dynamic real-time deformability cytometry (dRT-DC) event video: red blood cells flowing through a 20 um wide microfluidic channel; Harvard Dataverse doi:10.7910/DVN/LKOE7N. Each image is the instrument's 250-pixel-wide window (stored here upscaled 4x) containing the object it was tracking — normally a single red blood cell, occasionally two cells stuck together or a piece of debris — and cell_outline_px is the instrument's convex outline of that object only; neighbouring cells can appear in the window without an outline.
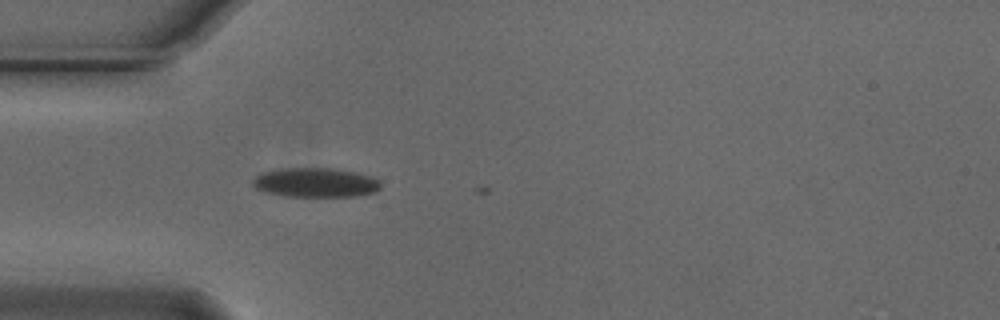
{"species": "Egyptian fruit bat (a non-hibernating species)", "species_latin": "Rousettus aegyptiacus", "temperature_condition": "cold", "stored_images_in_passage": 4, "camera_frame_rate_fps": 3000, "um_per_image_px": 0.085, "animal": {"sex": "male"}, "frame": {"image": 1, "passage_image": 2, "time_ms": 0.333, "image_size_px": [1000, 320], "cell_outline_px": [[380, 188], [376, 192], [356, 196], [284, 196], [268, 192], [256, 188], [252, 184], [252, 180], [260, 172], [280, 168], [332, 168], [356, 172], [372, 176], [380, 180]], "centroid_in_image_um": [26.83, 15.5], "position_along_channel_um": 58.2, "area_um2": 22.02}}